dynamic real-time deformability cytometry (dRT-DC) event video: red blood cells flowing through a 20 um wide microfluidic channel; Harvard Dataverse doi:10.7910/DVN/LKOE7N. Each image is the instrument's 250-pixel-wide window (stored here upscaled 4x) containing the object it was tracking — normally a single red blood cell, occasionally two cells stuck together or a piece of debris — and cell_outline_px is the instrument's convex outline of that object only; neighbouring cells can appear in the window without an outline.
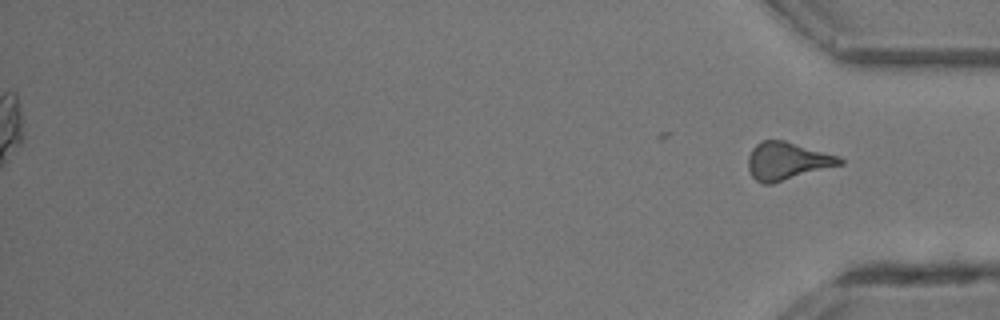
{"species": "common noctule bat (a hibernating species)", "species_latin": "Nyctalus noctula", "temperature_condition": "room temperature", "stored_images_in_passage": 30, "segment_of_instrument_passage": [2, 2], "camera_frame_rate_fps": 3000, "um_per_image_px": 0.085, "animal": {"sex": "male", "body_mass_g": 13.3}, "frame": {"image": 1, "passage_image": 30, "time_ms": 9.667, "image_size_px": [1000, 320], "cell_outline_px": [[844, 164], [772, 184], [764, 184], [756, 180], [752, 176], [748, 168], [748, 156], [752, 148], [756, 144], [764, 140], [784, 140], [840, 156], [844, 160]], "centroid_in_image_um": [66.92, 13.69], "position_along_channel_um": 368.3, "area_um2": 20.29}}